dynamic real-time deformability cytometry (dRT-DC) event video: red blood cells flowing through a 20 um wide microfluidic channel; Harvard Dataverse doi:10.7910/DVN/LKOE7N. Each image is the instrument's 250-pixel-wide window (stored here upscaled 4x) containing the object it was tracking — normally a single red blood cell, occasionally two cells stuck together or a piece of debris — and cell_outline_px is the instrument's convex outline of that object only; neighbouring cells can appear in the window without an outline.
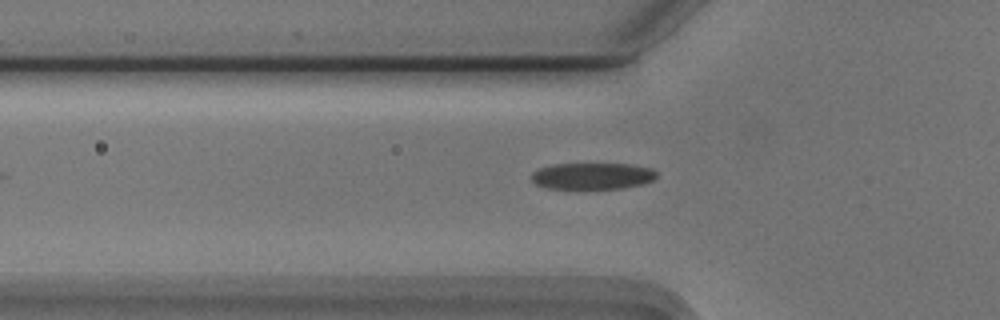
{"species": "Egyptian fruit bat (a non-hibernating species)", "species_latin": "Rousettus aegyptiacus", "temperature_condition": "cold", "stored_images_in_passage": 33, "camera_frame_rate_fps": 3000, "um_per_image_px": 0.085, "animal": {"sex": "male"}, "frame": {"image": 1, "passage_image": 4, "time_ms": 1.0, "image_size_px": [1000, 320], "cell_outline_px": [[656, 180], [644, 184], [624, 188], [548, 188], [536, 184], [532, 180], [532, 172], [540, 168], [552, 164], [628, 164], [652, 168], [656, 172]], "centroid_in_image_um": [50.4, 14.96], "position_along_channel_um": 75.4, "area_um2": 19.31}}
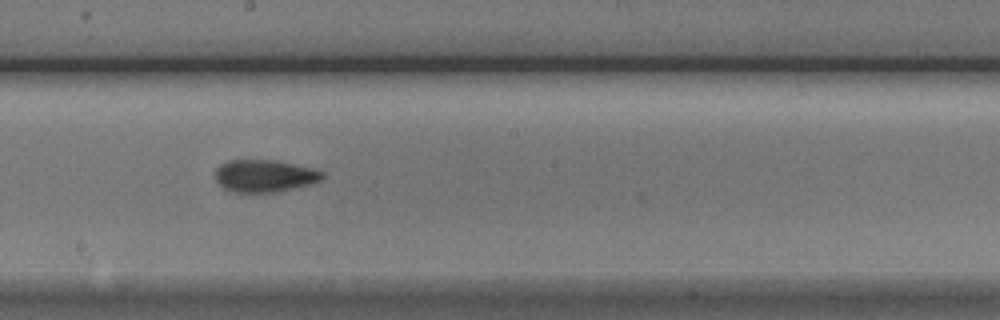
{"frame": {"image": 2, "passage_image": 16, "time_ms": 5.0, "image_size_px": [1000, 320], "cell_outline_px": [[324, 176], [320, 180], [296, 188], [280, 192], [256, 196], [232, 192], [224, 188], [216, 180], [216, 168], [220, 164], [228, 160], [276, 160], [312, 168], [324, 172]], "centroid_in_image_um": [22.46, 15.0], "position_along_channel_um": 225.7, "area_um2": 20.87}}
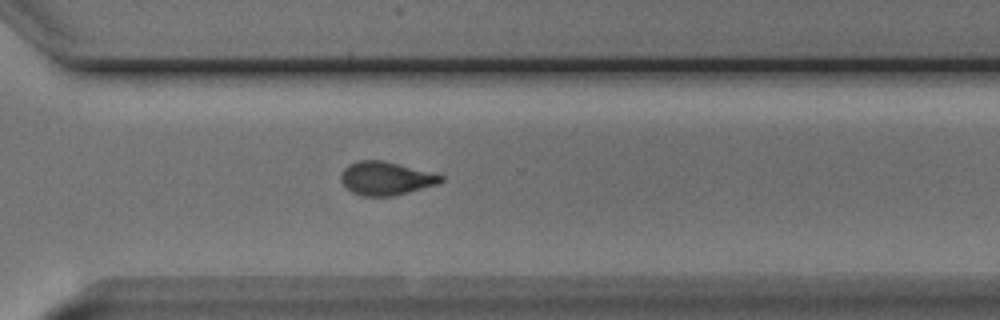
{"frame": {"image": 3, "passage_image": 25, "time_ms": 8.0, "image_size_px": [1000, 320], "cell_outline_px": [[444, 180], [440, 184], [392, 196], [364, 196], [352, 192], [340, 180], [340, 172], [348, 164], [356, 160], [384, 160], [444, 176]], "centroid_in_image_um": [32.78, 15.15], "position_along_channel_um": 337.8, "area_um2": 19.48}, "authors_computed_cell_mechanics": {"area_um2": 19.7098, "velocity_mm_per_s": 3.7382, "shape_relaxation_time_tau1_ms": 2.7599, "shape_relaxation_time_tau2_ms": 1.8287, "deformation_change_tau1": 0.1402, "deformation_change_tau2": 0.0859}}